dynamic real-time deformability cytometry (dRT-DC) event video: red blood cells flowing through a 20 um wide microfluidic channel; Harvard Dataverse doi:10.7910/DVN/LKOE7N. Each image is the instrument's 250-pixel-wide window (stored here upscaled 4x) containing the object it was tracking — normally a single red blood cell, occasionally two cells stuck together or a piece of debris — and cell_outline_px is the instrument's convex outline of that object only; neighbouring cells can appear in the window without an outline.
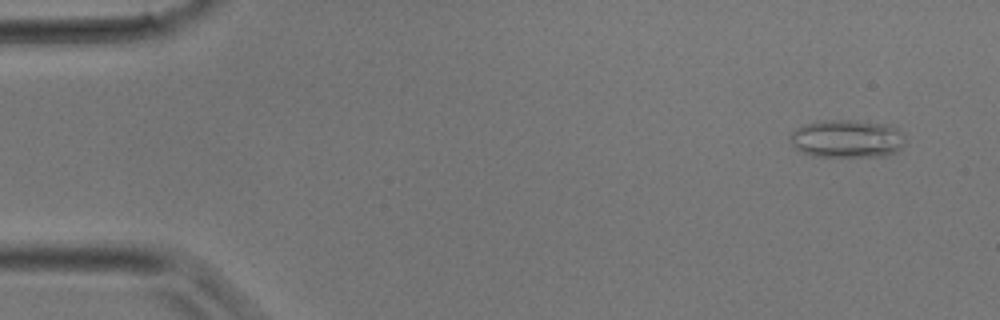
{"species": "common noctule bat (a hibernating species)", "species_latin": "Nyctalus noctula", "temperature_condition": "room temperature", "stored_images_in_passage": 36, "camera_frame_rate_fps": 3000, "um_per_image_px": 0.085, "animal": {"sex": "male", "body_mass_g": 17.9}, "frame": {"image": 1, "passage_image": 3, "time_ms": 0.667, "image_size_px": [1000, 320], "cell_outline_px": [[904, 144], [896, 152], [888, 156], [812, 156], [800, 152], [788, 140], [788, 136], [796, 128], [804, 124], [820, 120], [856, 120], [892, 124], [904, 136]], "centroid_in_image_um": [71.98, 11.78], "position_along_channel_um": 13.0, "area_um2": 25.89}}
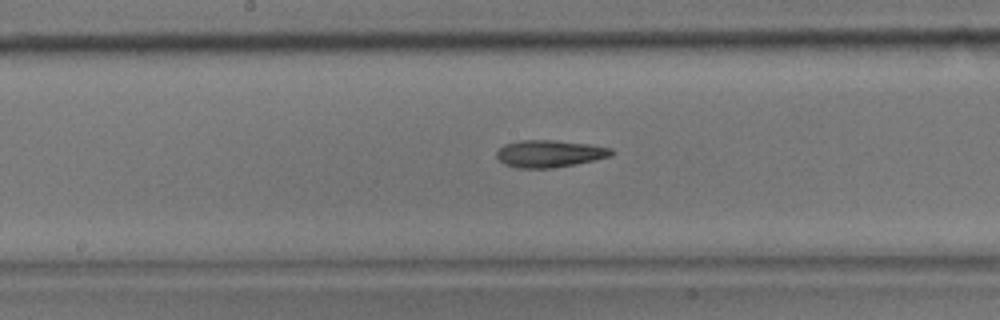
{"frame": {"image": 2, "passage_image": 19, "time_ms": 6.0, "image_size_px": [1000, 320], "cell_outline_px": [[616, 152], [612, 156], [572, 164], [548, 168], [516, 168], [504, 164], [496, 156], [496, 152], [504, 144], [520, 140], [552, 140], [588, 144], [612, 148]], "centroid_in_image_um": [46.69, 13.05], "position_along_channel_um": 201.5, "area_um2": 18.03}}
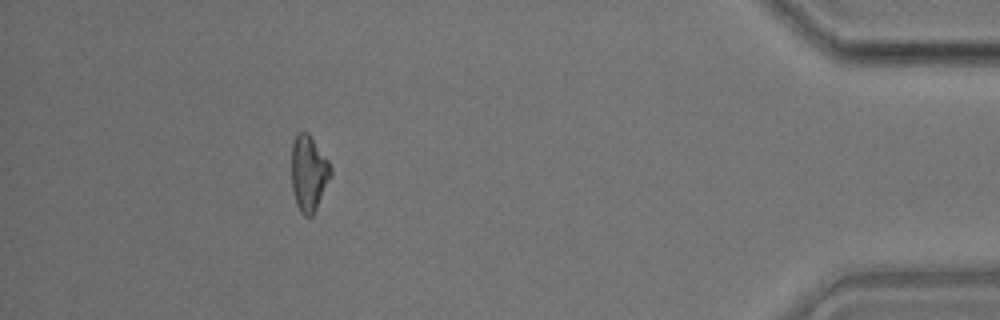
{"frame": {"image": 3, "passage_image": 33, "time_ms": 10.667, "image_size_px": [1000, 320], "cell_outline_px": [[332, 176], [312, 216], [304, 216], [300, 212], [296, 204], [292, 192], [292, 144], [296, 132], [308, 132], [328, 160], [332, 168]], "centroid_in_image_um": [26.24, 14.72], "position_along_channel_um": 409.0, "area_um2": 17.46}}